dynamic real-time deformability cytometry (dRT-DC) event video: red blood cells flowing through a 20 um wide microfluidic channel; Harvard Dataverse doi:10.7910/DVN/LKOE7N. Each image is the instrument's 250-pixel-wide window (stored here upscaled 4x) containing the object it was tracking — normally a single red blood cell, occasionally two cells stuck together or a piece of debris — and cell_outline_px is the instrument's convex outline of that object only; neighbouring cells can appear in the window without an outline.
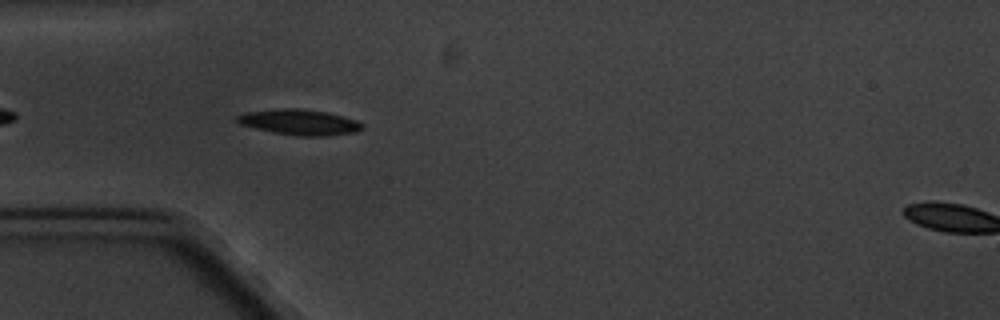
{"species": "common noctule bat (a hibernating species)", "species_latin": "Nyctalus noctula", "temperature_condition": "cold", "stored_images_in_passage": 4, "camera_frame_rate_fps": 3000, "um_per_image_px": 0.085, "animal": {"sex": "male", "body_mass_g": 20.1, "forearm_length_mm": 53.5}, "frame": {"image": 1, "passage_image": 3, "time_ms": 2.333, "image_size_px": [1000, 320], "cell_outline_px": [[364, 128], [356, 132], [324, 136], [296, 136], [272, 132], [240, 124], [236, 120], [236, 116], [244, 112], [280, 108], [300, 108], [324, 112], [356, 120], [364, 124]], "centroid_in_image_um": [25.44, 10.39], "position_along_channel_um": 59.6, "area_um2": 18.61}}